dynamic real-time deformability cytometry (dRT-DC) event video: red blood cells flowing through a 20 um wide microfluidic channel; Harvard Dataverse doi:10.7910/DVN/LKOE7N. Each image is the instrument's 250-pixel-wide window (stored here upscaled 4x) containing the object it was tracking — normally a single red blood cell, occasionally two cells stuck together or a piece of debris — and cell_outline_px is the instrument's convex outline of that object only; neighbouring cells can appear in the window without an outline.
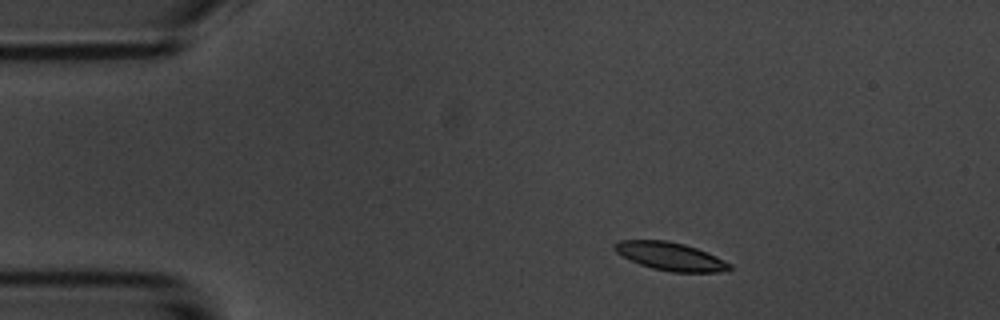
{"species": "common noctule bat (a hibernating species)", "species_latin": "Nyctalus noctula", "temperature_condition": "room temperature", "stored_images_in_passage": 3, "camera_frame_rate_fps": 3000, "um_per_image_px": 0.085, "animal": {"sex": "male", "body_mass_g": 20.1, "forearm_length_mm": 53.5}, "frame": {"image": 1, "passage_image": 1, "time_ms": 0.0, "image_size_px": [1000, 320], "cell_outline_px": [[732, 268], [716, 272], [672, 272], [652, 268], [640, 264], [616, 252], [612, 248], [612, 244], [620, 240], [668, 240], [684, 244], [708, 252], [732, 264]], "centroid_in_image_um": [56.98, 21.78], "position_along_channel_um": 28.0, "area_um2": 18.79}}
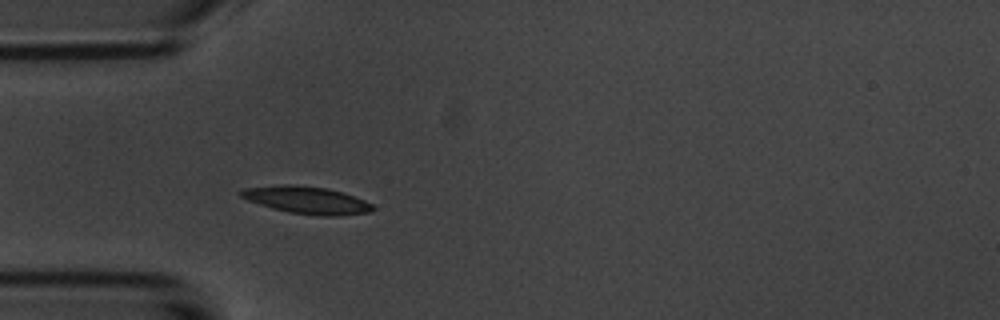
{"frame": {"image": 2, "passage_image": 3, "time_ms": 2.333, "image_size_px": [1000, 320], "cell_outline_px": [[376, 208], [372, 212], [336, 216], [316, 216], [288, 212], [272, 208], [248, 200], [240, 196], [240, 192], [244, 188], [280, 184], [292, 184], [324, 188], [340, 192], [364, 200], [372, 204]], "centroid_in_image_um": [26.08, 17.02], "position_along_channel_um": 58.9, "area_um2": 20.92}}